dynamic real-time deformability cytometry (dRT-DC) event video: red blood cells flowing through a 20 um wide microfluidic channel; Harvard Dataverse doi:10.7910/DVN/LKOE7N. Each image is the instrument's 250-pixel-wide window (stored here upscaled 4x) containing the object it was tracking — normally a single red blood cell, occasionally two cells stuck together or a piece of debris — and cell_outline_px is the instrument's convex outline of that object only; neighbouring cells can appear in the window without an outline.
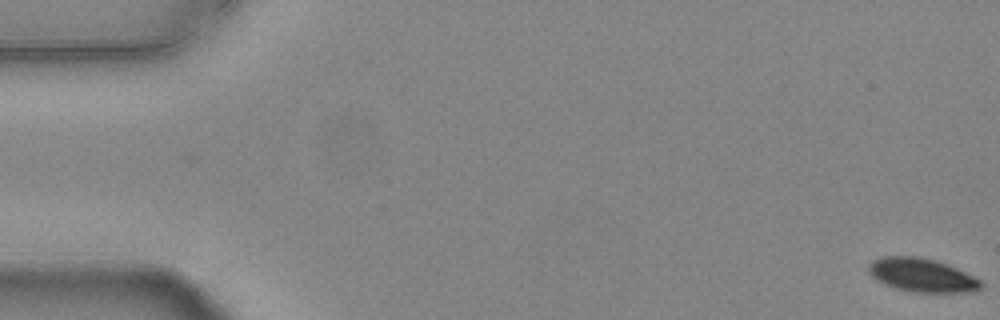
{"species": "common noctule bat (a hibernating species)", "species_latin": "Nyctalus noctula", "temperature_condition": "warm", "stored_images_in_passage": 8, "camera_frame_rate_fps": 3000, "um_per_image_px": 0.085, "animal": {"sex": "female", "body_mass_g": 24.6, "forearm_length_mm": 56.2}, "frame": {"image": 1, "passage_image": 1, "time_ms": 0.0, "image_size_px": [1000, 320], "cell_outline_px": [[984, 284], [980, 288], [968, 292], [912, 292], [896, 288], [884, 284], [876, 280], [868, 272], [868, 264], [872, 260], [884, 256], [916, 256], [936, 260], [948, 264], [980, 280]], "centroid_in_image_um": [78.32, 23.38], "position_along_channel_um": 6.7, "area_um2": 21.96}}